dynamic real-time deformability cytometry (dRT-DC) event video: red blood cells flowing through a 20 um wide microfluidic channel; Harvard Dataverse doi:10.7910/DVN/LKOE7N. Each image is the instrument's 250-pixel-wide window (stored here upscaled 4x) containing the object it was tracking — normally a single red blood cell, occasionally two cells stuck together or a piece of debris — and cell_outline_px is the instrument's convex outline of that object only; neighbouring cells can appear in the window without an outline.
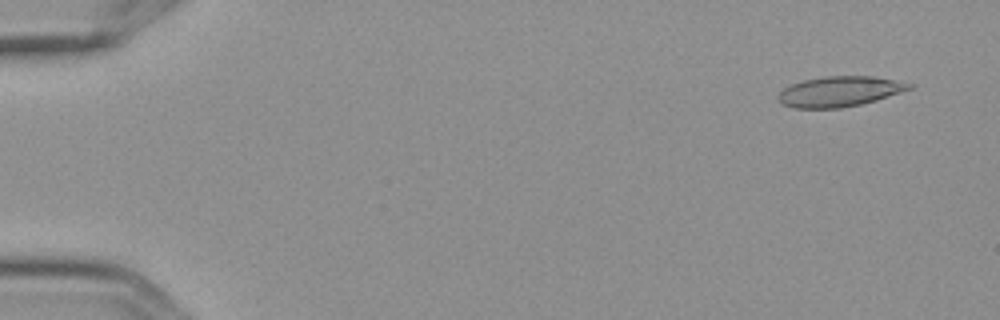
{"species": "Egyptian fruit bat (a non-hibernating species)", "species_latin": "Rousettus aegyptiacus", "temperature_condition": "cold", "stored_images_in_passage": 6, "camera_frame_rate_fps": 3000, "um_per_image_px": 0.085, "frame": {"image": 1, "passage_image": 2, "time_ms": 0.333, "image_size_px": [1000, 320], "cell_outline_px": [[916, 84], [912, 88], [876, 100], [860, 104], [840, 108], [792, 108], [780, 104], [776, 96], [784, 88], [792, 84], [804, 80], [824, 76], [872, 76]], "centroid_in_image_um": [71.33, 7.78], "position_along_channel_um": 13.7, "area_um2": 23.12}}
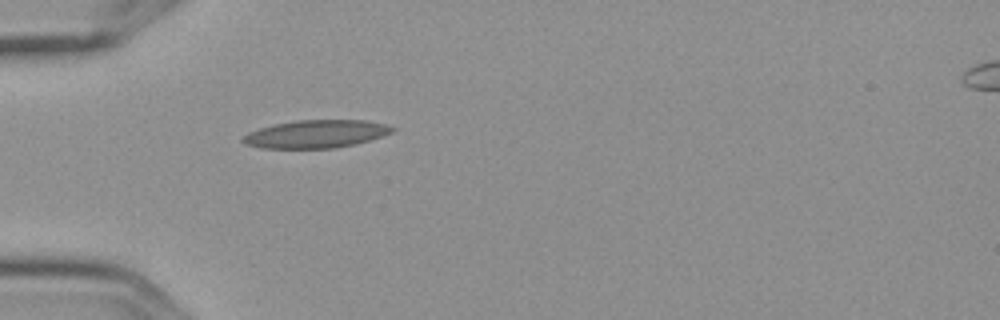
{"frame": {"image": 2, "passage_image": 6, "time_ms": 1.667, "image_size_px": [1000, 320], "cell_outline_px": [[396, 128], [392, 132], [368, 140], [336, 148], [260, 148], [244, 144], [240, 140], [248, 132], [260, 128], [276, 124], [296, 120], [368, 120], [384, 124]], "centroid_in_image_um": [26.82, 11.39], "position_along_channel_um": 58.2, "area_um2": 24.1}}